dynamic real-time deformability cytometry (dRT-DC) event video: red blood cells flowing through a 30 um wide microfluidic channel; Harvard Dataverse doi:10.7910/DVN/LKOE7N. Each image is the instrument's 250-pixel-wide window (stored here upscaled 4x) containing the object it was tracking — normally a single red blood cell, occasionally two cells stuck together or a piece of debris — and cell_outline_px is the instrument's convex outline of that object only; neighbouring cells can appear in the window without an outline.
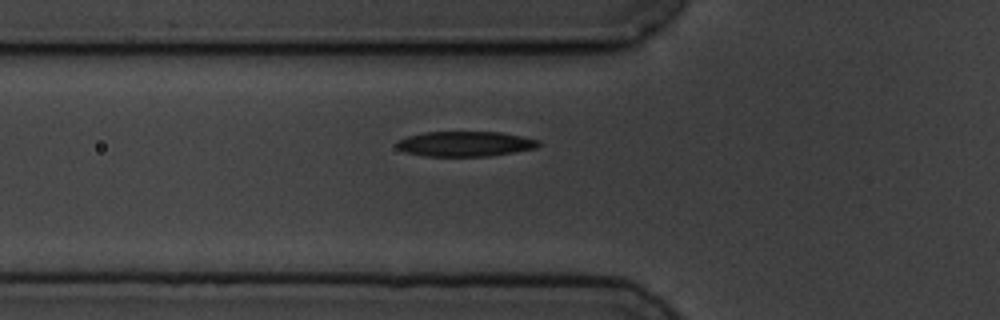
{"species": "common noctule bat (a hibernating species)", "species_latin": "Nyctalus noctula", "temperature_condition": "cold", "stored_images_in_passage": 3, "camera_frame_rate_fps": 3000, "um_per_image_px": 0.085, "animal": {"sex": "male", "body_mass_g": 19.5, "forearm_length_mm": 54.6}, "frame": {"image": 1, "passage_image": 3, "time_ms": 3.0, "image_size_px": [1000, 320], "cell_outline_px": [[540, 144], [536, 148], [488, 156], [424, 156], [404, 152], [396, 148], [396, 140], [408, 136], [424, 132], [500, 132], [524, 136], [540, 140]], "centroid_in_image_um": [39.51, 12.22], "position_along_channel_um": 86.3, "area_um2": 20.87}}